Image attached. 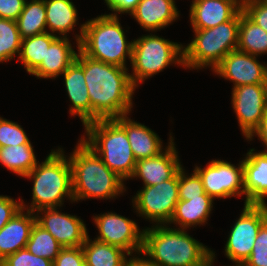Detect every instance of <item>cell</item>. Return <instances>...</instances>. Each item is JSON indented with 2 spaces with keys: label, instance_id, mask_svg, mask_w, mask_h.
Here are the masks:
<instances>
[{
  "label": "cell",
  "instance_id": "f546056e",
  "mask_svg": "<svg viewBox=\"0 0 267 266\" xmlns=\"http://www.w3.org/2000/svg\"><path fill=\"white\" fill-rule=\"evenodd\" d=\"M57 35L49 31L40 35H35L22 39L19 61L22 62L27 73L31 74L45 59L46 49Z\"/></svg>",
  "mask_w": 267,
  "mask_h": 266
},
{
  "label": "cell",
  "instance_id": "603a6c76",
  "mask_svg": "<svg viewBox=\"0 0 267 266\" xmlns=\"http://www.w3.org/2000/svg\"><path fill=\"white\" fill-rule=\"evenodd\" d=\"M77 53L67 37L57 36L46 49L45 59L31 73L38 79H55L76 59Z\"/></svg>",
  "mask_w": 267,
  "mask_h": 266
},
{
  "label": "cell",
  "instance_id": "7bdbcfd3",
  "mask_svg": "<svg viewBox=\"0 0 267 266\" xmlns=\"http://www.w3.org/2000/svg\"><path fill=\"white\" fill-rule=\"evenodd\" d=\"M124 266H156V265L149 262L145 258V256L140 258L139 256L134 255L133 257H130L125 261Z\"/></svg>",
  "mask_w": 267,
  "mask_h": 266
},
{
  "label": "cell",
  "instance_id": "ab89813d",
  "mask_svg": "<svg viewBox=\"0 0 267 266\" xmlns=\"http://www.w3.org/2000/svg\"><path fill=\"white\" fill-rule=\"evenodd\" d=\"M26 0H0V18L17 20Z\"/></svg>",
  "mask_w": 267,
  "mask_h": 266
},
{
  "label": "cell",
  "instance_id": "4316f807",
  "mask_svg": "<svg viewBox=\"0 0 267 266\" xmlns=\"http://www.w3.org/2000/svg\"><path fill=\"white\" fill-rule=\"evenodd\" d=\"M32 144L0 147V163L18 176H26L38 163Z\"/></svg>",
  "mask_w": 267,
  "mask_h": 266
},
{
  "label": "cell",
  "instance_id": "ee69618b",
  "mask_svg": "<svg viewBox=\"0 0 267 266\" xmlns=\"http://www.w3.org/2000/svg\"><path fill=\"white\" fill-rule=\"evenodd\" d=\"M216 256H215V252H213V250H212V260H210L205 266H214L213 264H214V261H215V258Z\"/></svg>",
  "mask_w": 267,
  "mask_h": 266
},
{
  "label": "cell",
  "instance_id": "30bf717a",
  "mask_svg": "<svg viewBox=\"0 0 267 266\" xmlns=\"http://www.w3.org/2000/svg\"><path fill=\"white\" fill-rule=\"evenodd\" d=\"M142 188L132 198L135 212L155 225L168 224L179 201L178 172L167 181Z\"/></svg>",
  "mask_w": 267,
  "mask_h": 266
},
{
  "label": "cell",
  "instance_id": "484cf974",
  "mask_svg": "<svg viewBox=\"0 0 267 266\" xmlns=\"http://www.w3.org/2000/svg\"><path fill=\"white\" fill-rule=\"evenodd\" d=\"M81 247L87 266H124L127 256H130L119 247L91 240L89 235Z\"/></svg>",
  "mask_w": 267,
  "mask_h": 266
},
{
  "label": "cell",
  "instance_id": "4dcf8cb0",
  "mask_svg": "<svg viewBox=\"0 0 267 266\" xmlns=\"http://www.w3.org/2000/svg\"><path fill=\"white\" fill-rule=\"evenodd\" d=\"M26 248L33 255L54 261L63 247L46 229L35 222Z\"/></svg>",
  "mask_w": 267,
  "mask_h": 266
},
{
  "label": "cell",
  "instance_id": "f35d334b",
  "mask_svg": "<svg viewBox=\"0 0 267 266\" xmlns=\"http://www.w3.org/2000/svg\"><path fill=\"white\" fill-rule=\"evenodd\" d=\"M21 208V201L18 202L7 195H0V230Z\"/></svg>",
  "mask_w": 267,
  "mask_h": 266
},
{
  "label": "cell",
  "instance_id": "f6af8a7d",
  "mask_svg": "<svg viewBox=\"0 0 267 266\" xmlns=\"http://www.w3.org/2000/svg\"><path fill=\"white\" fill-rule=\"evenodd\" d=\"M236 1L242 6L245 0H236Z\"/></svg>",
  "mask_w": 267,
  "mask_h": 266
},
{
  "label": "cell",
  "instance_id": "83f0119b",
  "mask_svg": "<svg viewBox=\"0 0 267 266\" xmlns=\"http://www.w3.org/2000/svg\"><path fill=\"white\" fill-rule=\"evenodd\" d=\"M237 50L255 56L267 54V32L251 21L242 9L240 10Z\"/></svg>",
  "mask_w": 267,
  "mask_h": 266
},
{
  "label": "cell",
  "instance_id": "836d02e7",
  "mask_svg": "<svg viewBox=\"0 0 267 266\" xmlns=\"http://www.w3.org/2000/svg\"><path fill=\"white\" fill-rule=\"evenodd\" d=\"M21 144H32L21 125L0 117V147Z\"/></svg>",
  "mask_w": 267,
  "mask_h": 266
},
{
  "label": "cell",
  "instance_id": "7a4b0ae2",
  "mask_svg": "<svg viewBox=\"0 0 267 266\" xmlns=\"http://www.w3.org/2000/svg\"><path fill=\"white\" fill-rule=\"evenodd\" d=\"M143 231L141 255L156 266H205L212 260V250L185 229L159 224Z\"/></svg>",
  "mask_w": 267,
  "mask_h": 266
},
{
  "label": "cell",
  "instance_id": "f1b7e54d",
  "mask_svg": "<svg viewBox=\"0 0 267 266\" xmlns=\"http://www.w3.org/2000/svg\"><path fill=\"white\" fill-rule=\"evenodd\" d=\"M26 0L16 20L21 38L46 33V8L44 0Z\"/></svg>",
  "mask_w": 267,
  "mask_h": 266
},
{
  "label": "cell",
  "instance_id": "5b68a950",
  "mask_svg": "<svg viewBox=\"0 0 267 266\" xmlns=\"http://www.w3.org/2000/svg\"><path fill=\"white\" fill-rule=\"evenodd\" d=\"M63 148L52 149L42 163H38L24 178L33 181L32 202L29 206L21 201L22 209L36 212L42 208H60L65 198L71 203L72 169Z\"/></svg>",
  "mask_w": 267,
  "mask_h": 266
},
{
  "label": "cell",
  "instance_id": "d6986e66",
  "mask_svg": "<svg viewBox=\"0 0 267 266\" xmlns=\"http://www.w3.org/2000/svg\"><path fill=\"white\" fill-rule=\"evenodd\" d=\"M193 29H208L231 20L242 6L236 0H193L190 4Z\"/></svg>",
  "mask_w": 267,
  "mask_h": 266
},
{
  "label": "cell",
  "instance_id": "74e56055",
  "mask_svg": "<svg viewBox=\"0 0 267 266\" xmlns=\"http://www.w3.org/2000/svg\"><path fill=\"white\" fill-rule=\"evenodd\" d=\"M84 254L82 247H65L53 261V266H84Z\"/></svg>",
  "mask_w": 267,
  "mask_h": 266
},
{
  "label": "cell",
  "instance_id": "44dd1931",
  "mask_svg": "<svg viewBox=\"0 0 267 266\" xmlns=\"http://www.w3.org/2000/svg\"><path fill=\"white\" fill-rule=\"evenodd\" d=\"M128 116L123 115L114 120L126 131L136 161L157 156L165 150L158 134Z\"/></svg>",
  "mask_w": 267,
  "mask_h": 266
},
{
  "label": "cell",
  "instance_id": "2e32d148",
  "mask_svg": "<svg viewBox=\"0 0 267 266\" xmlns=\"http://www.w3.org/2000/svg\"><path fill=\"white\" fill-rule=\"evenodd\" d=\"M165 147V150L157 156L137 160L130 179H141L143 187L171 179L182 167L171 133L168 145Z\"/></svg>",
  "mask_w": 267,
  "mask_h": 266
},
{
  "label": "cell",
  "instance_id": "cb8c5ba5",
  "mask_svg": "<svg viewBox=\"0 0 267 266\" xmlns=\"http://www.w3.org/2000/svg\"><path fill=\"white\" fill-rule=\"evenodd\" d=\"M214 200L204 192L190 200H179L169 224H176L181 229L205 225L213 209Z\"/></svg>",
  "mask_w": 267,
  "mask_h": 266
},
{
  "label": "cell",
  "instance_id": "d4e9b609",
  "mask_svg": "<svg viewBox=\"0 0 267 266\" xmlns=\"http://www.w3.org/2000/svg\"><path fill=\"white\" fill-rule=\"evenodd\" d=\"M46 8V27L50 33L67 37V33L74 30L78 19V12L71 0H44Z\"/></svg>",
  "mask_w": 267,
  "mask_h": 266
},
{
  "label": "cell",
  "instance_id": "7c38bea8",
  "mask_svg": "<svg viewBox=\"0 0 267 266\" xmlns=\"http://www.w3.org/2000/svg\"><path fill=\"white\" fill-rule=\"evenodd\" d=\"M99 236L95 239L109 245L119 247L132 254H141L143 248V229L138 224L117 213L107 212L93 216Z\"/></svg>",
  "mask_w": 267,
  "mask_h": 266
},
{
  "label": "cell",
  "instance_id": "d590c367",
  "mask_svg": "<svg viewBox=\"0 0 267 266\" xmlns=\"http://www.w3.org/2000/svg\"><path fill=\"white\" fill-rule=\"evenodd\" d=\"M242 266H267V221L260 227L251 255Z\"/></svg>",
  "mask_w": 267,
  "mask_h": 266
},
{
  "label": "cell",
  "instance_id": "5bb4252c",
  "mask_svg": "<svg viewBox=\"0 0 267 266\" xmlns=\"http://www.w3.org/2000/svg\"><path fill=\"white\" fill-rule=\"evenodd\" d=\"M257 57L239 50L231 51L213 72L232 81L233 88L247 84H267V64L259 62Z\"/></svg>",
  "mask_w": 267,
  "mask_h": 266
},
{
  "label": "cell",
  "instance_id": "3957f363",
  "mask_svg": "<svg viewBox=\"0 0 267 266\" xmlns=\"http://www.w3.org/2000/svg\"><path fill=\"white\" fill-rule=\"evenodd\" d=\"M68 157L72 169L73 200L113 199L126 191L124 180L111 171L81 139Z\"/></svg>",
  "mask_w": 267,
  "mask_h": 266
},
{
  "label": "cell",
  "instance_id": "52a82bcc",
  "mask_svg": "<svg viewBox=\"0 0 267 266\" xmlns=\"http://www.w3.org/2000/svg\"><path fill=\"white\" fill-rule=\"evenodd\" d=\"M240 11L229 21L208 29H193L195 38L183 47L184 68L211 71L231 51L237 50Z\"/></svg>",
  "mask_w": 267,
  "mask_h": 266
},
{
  "label": "cell",
  "instance_id": "1f68e13d",
  "mask_svg": "<svg viewBox=\"0 0 267 266\" xmlns=\"http://www.w3.org/2000/svg\"><path fill=\"white\" fill-rule=\"evenodd\" d=\"M21 44L17 22L0 18V63L11 61L15 55L19 56Z\"/></svg>",
  "mask_w": 267,
  "mask_h": 266
},
{
  "label": "cell",
  "instance_id": "ac0fdd59",
  "mask_svg": "<svg viewBox=\"0 0 267 266\" xmlns=\"http://www.w3.org/2000/svg\"><path fill=\"white\" fill-rule=\"evenodd\" d=\"M245 205H265L267 197V153L250 149L243 159Z\"/></svg>",
  "mask_w": 267,
  "mask_h": 266
},
{
  "label": "cell",
  "instance_id": "277c9868",
  "mask_svg": "<svg viewBox=\"0 0 267 266\" xmlns=\"http://www.w3.org/2000/svg\"><path fill=\"white\" fill-rule=\"evenodd\" d=\"M75 38L77 48L89 58L122 68H127V57L131 62L133 40H127L118 16L103 14L88 20Z\"/></svg>",
  "mask_w": 267,
  "mask_h": 266
},
{
  "label": "cell",
  "instance_id": "6da1fadb",
  "mask_svg": "<svg viewBox=\"0 0 267 266\" xmlns=\"http://www.w3.org/2000/svg\"><path fill=\"white\" fill-rule=\"evenodd\" d=\"M83 70L91 102V122L129 115L136 88L128 68L97 61L83 54Z\"/></svg>",
  "mask_w": 267,
  "mask_h": 266
},
{
  "label": "cell",
  "instance_id": "ffe728a7",
  "mask_svg": "<svg viewBox=\"0 0 267 266\" xmlns=\"http://www.w3.org/2000/svg\"><path fill=\"white\" fill-rule=\"evenodd\" d=\"M175 0H140L131 16L146 31L164 29L180 16Z\"/></svg>",
  "mask_w": 267,
  "mask_h": 266
},
{
  "label": "cell",
  "instance_id": "b9f144b4",
  "mask_svg": "<svg viewBox=\"0 0 267 266\" xmlns=\"http://www.w3.org/2000/svg\"><path fill=\"white\" fill-rule=\"evenodd\" d=\"M258 137V140H261V142L265 146V151L267 153V111L264 113V116L260 122V125L254 130V132L246 139L252 140L254 139L253 137L256 136Z\"/></svg>",
  "mask_w": 267,
  "mask_h": 266
},
{
  "label": "cell",
  "instance_id": "e0dca14e",
  "mask_svg": "<svg viewBox=\"0 0 267 266\" xmlns=\"http://www.w3.org/2000/svg\"><path fill=\"white\" fill-rule=\"evenodd\" d=\"M78 53L73 63L61 74L70 102L72 103L69 113L78 116L83 125L91 122V102L86 86L83 70V53Z\"/></svg>",
  "mask_w": 267,
  "mask_h": 266
},
{
  "label": "cell",
  "instance_id": "e575fe53",
  "mask_svg": "<svg viewBox=\"0 0 267 266\" xmlns=\"http://www.w3.org/2000/svg\"><path fill=\"white\" fill-rule=\"evenodd\" d=\"M0 266H53V261L33 255L24 248L8 255L0 262Z\"/></svg>",
  "mask_w": 267,
  "mask_h": 266
},
{
  "label": "cell",
  "instance_id": "7402d4cb",
  "mask_svg": "<svg viewBox=\"0 0 267 266\" xmlns=\"http://www.w3.org/2000/svg\"><path fill=\"white\" fill-rule=\"evenodd\" d=\"M20 209L0 230V262L27 246L31 228L36 222L35 213Z\"/></svg>",
  "mask_w": 267,
  "mask_h": 266
},
{
  "label": "cell",
  "instance_id": "8d00e7d4",
  "mask_svg": "<svg viewBox=\"0 0 267 266\" xmlns=\"http://www.w3.org/2000/svg\"><path fill=\"white\" fill-rule=\"evenodd\" d=\"M242 10L251 21L267 32V4L261 0H245Z\"/></svg>",
  "mask_w": 267,
  "mask_h": 266
},
{
  "label": "cell",
  "instance_id": "8992f818",
  "mask_svg": "<svg viewBox=\"0 0 267 266\" xmlns=\"http://www.w3.org/2000/svg\"><path fill=\"white\" fill-rule=\"evenodd\" d=\"M80 138L124 181L132 176L136 164L126 131L114 119H99L84 125Z\"/></svg>",
  "mask_w": 267,
  "mask_h": 266
},
{
  "label": "cell",
  "instance_id": "d6a6232c",
  "mask_svg": "<svg viewBox=\"0 0 267 266\" xmlns=\"http://www.w3.org/2000/svg\"><path fill=\"white\" fill-rule=\"evenodd\" d=\"M184 170L181 167L178 171L179 200H190L202 195L205 191L199 174L193 170V173L188 176Z\"/></svg>",
  "mask_w": 267,
  "mask_h": 266
},
{
  "label": "cell",
  "instance_id": "ba28073f",
  "mask_svg": "<svg viewBox=\"0 0 267 266\" xmlns=\"http://www.w3.org/2000/svg\"><path fill=\"white\" fill-rule=\"evenodd\" d=\"M184 46L152 33L134 39L130 62V79L133 86L137 88L138 84L163 71L172 63L184 67Z\"/></svg>",
  "mask_w": 267,
  "mask_h": 266
},
{
  "label": "cell",
  "instance_id": "60d3db41",
  "mask_svg": "<svg viewBox=\"0 0 267 266\" xmlns=\"http://www.w3.org/2000/svg\"><path fill=\"white\" fill-rule=\"evenodd\" d=\"M108 9L113 13H109L113 16L118 14L131 13L136 9L140 0H104Z\"/></svg>",
  "mask_w": 267,
  "mask_h": 266
},
{
  "label": "cell",
  "instance_id": "8fae6325",
  "mask_svg": "<svg viewBox=\"0 0 267 266\" xmlns=\"http://www.w3.org/2000/svg\"><path fill=\"white\" fill-rule=\"evenodd\" d=\"M199 174L204 191L214 199L241 197L244 193L243 160L238 165L225 160H212L205 168L195 166Z\"/></svg>",
  "mask_w": 267,
  "mask_h": 266
},
{
  "label": "cell",
  "instance_id": "4fadbf2b",
  "mask_svg": "<svg viewBox=\"0 0 267 266\" xmlns=\"http://www.w3.org/2000/svg\"><path fill=\"white\" fill-rule=\"evenodd\" d=\"M231 104L243 136L247 139L267 111V84H247L232 88Z\"/></svg>",
  "mask_w": 267,
  "mask_h": 266
},
{
  "label": "cell",
  "instance_id": "9c48e42d",
  "mask_svg": "<svg viewBox=\"0 0 267 266\" xmlns=\"http://www.w3.org/2000/svg\"><path fill=\"white\" fill-rule=\"evenodd\" d=\"M241 212L224 247L225 256L233 266H242L250 257L259 229L267 221V204H244Z\"/></svg>",
  "mask_w": 267,
  "mask_h": 266
},
{
  "label": "cell",
  "instance_id": "9a60e30c",
  "mask_svg": "<svg viewBox=\"0 0 267 266\" xmlns=\"http://www.w3.org/2000/svg\"><path fill=\"white\" fill-rule=\"evenodd\" d=\"M59 208H42L35 213L36 222L46 229L63 247H79L88 236L84 221ZM43 213V214H42Z\"/></svg>",
  "mask_w": 267,
  "mask_h": 266
}]
</instances>
